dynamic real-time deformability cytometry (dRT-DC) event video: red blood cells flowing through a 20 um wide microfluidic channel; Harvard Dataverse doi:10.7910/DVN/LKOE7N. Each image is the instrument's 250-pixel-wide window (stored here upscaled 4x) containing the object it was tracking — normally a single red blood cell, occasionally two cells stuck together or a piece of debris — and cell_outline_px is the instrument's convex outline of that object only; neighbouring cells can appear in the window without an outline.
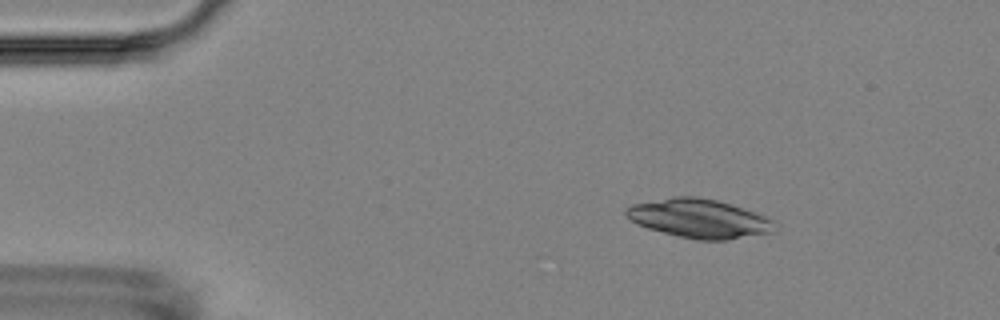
{"species": "Egyptian fruit bat (a non-hibernating species)", "species_latin": "Rousettus aegyptiacus", "temperature_condition": "room temperature", "stored_images_in_passage": 3, "camera_frame_rate_fps": 3000, "um_per_image_px": 0.085, "animal": {"sex": "female"}, "frame": {"image": 1, "passage_image": 1, "time_ms": 0.0, "image_size_px": [1000, 320], "cell_outline_px": [[780, 224], [776, 232], [728, 240], [696, 240], [676, 236], [648, 228], [636, 224], [624, 212], [624, 208], [632, 204], [672, 196], [696, 196], [716, 200], [732, 204], [776, 220]], "centroid_in_image_um": [59.49, 18.58], "position_along_channel_um": 25.5, "area_um2": 34.28}}